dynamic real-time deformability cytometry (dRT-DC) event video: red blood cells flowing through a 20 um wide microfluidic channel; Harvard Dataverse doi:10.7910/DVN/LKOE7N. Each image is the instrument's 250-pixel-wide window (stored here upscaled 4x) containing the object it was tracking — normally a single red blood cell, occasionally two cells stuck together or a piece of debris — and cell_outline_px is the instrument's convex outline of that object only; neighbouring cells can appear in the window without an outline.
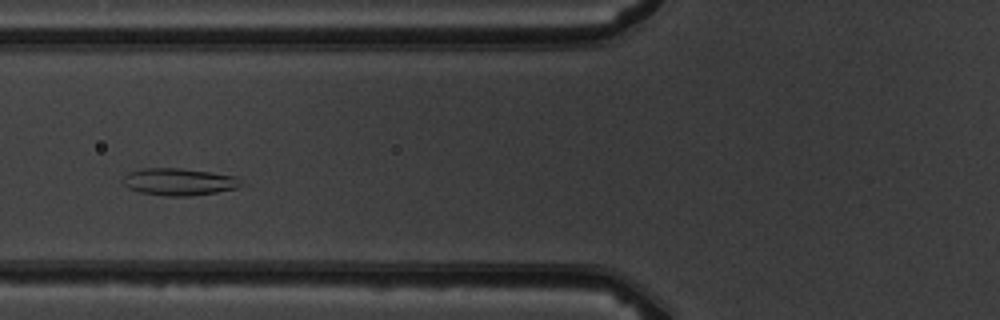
{"species": "common noctule bat (a hibernating species)", "species_latin": "Nyctalus noctula", "temperature_condition": "warm", "stored_images_in_passage": 4, "camera_frame_rate_fps": 3000, "um_per_image_px": 0.085, "animal": {"sex": "male", "body_mass_g": 19.5, "forearm_length_mm": 54.6}, "frame": {"image": 1, "passage_image": 4, "time_ms": 3.333, "image_size_px": [1000, 320], "cell_outline_px": [[244, 184], [236, 188], [216, 192], [188, 196], [168, 196], [140, 192], [128, 188], [120, 180], [128, 172], [144, 168], [180, 168], [236, 176]], "centroid_in_image_um": [15.18, 15.45], "position_along_channel_um": 110.6, "area_um2": 18.61}}